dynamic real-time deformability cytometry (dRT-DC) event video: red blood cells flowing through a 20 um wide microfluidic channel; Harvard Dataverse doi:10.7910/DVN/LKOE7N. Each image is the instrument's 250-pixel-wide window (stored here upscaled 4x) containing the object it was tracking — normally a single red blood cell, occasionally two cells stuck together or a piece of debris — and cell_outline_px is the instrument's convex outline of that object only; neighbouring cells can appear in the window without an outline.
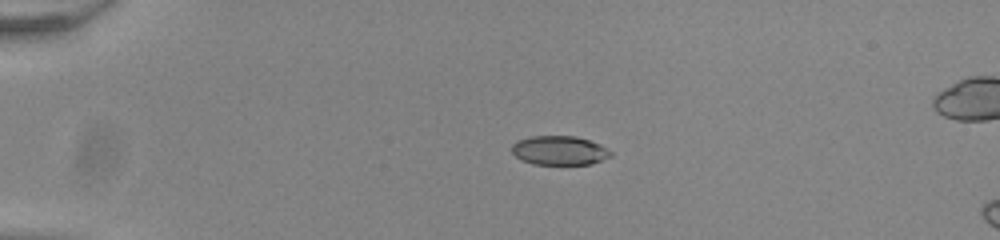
{"species": "common noctule bat (a hibernating species)", "species_latin": "Nyctalus noctula", "temperature_condition": "room temperature", "stored_images_in_passage": 42, "camera_frame_rate_fps": 3000, "um_per_image_px": 0.085, "animal": {"sex": "male", "body_mass_g": 20.0, "forearm_length_mm": 53.3}, "frame": {"image": 1, "passage_image": 1, "time_ms": 0.0, "image_size_px": [1000, 240], "cell_outline_px": [[612, 156], [592, 164], [532, 164], [520, 160], [512, 152], [512, 144], [516, 140], [532, 136], [576, 136], [600, 144], [612, 152]], "centroid_in_image_um": [47.54, 12.79], "position_along_channel_um": 37.5, "area_um2": 16.88}}
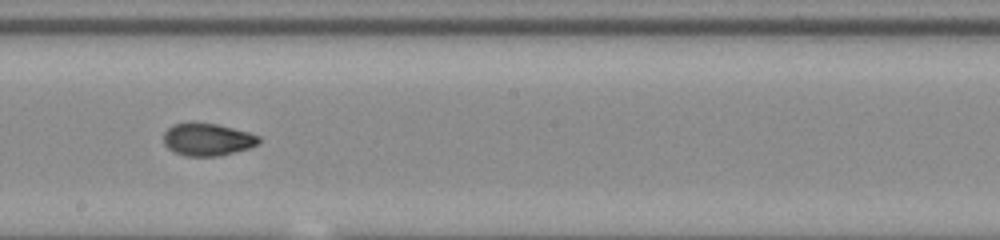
{"frame": {"image": 2, "passage_image": 20, "time_ms": 6.333, "image_size_px": [1000, 240], "cell_outline_px": [[260, 140], [256, 144], [248, 148], [220, 156], [184, 156], [168, 148], [164, 144], [164, 132], [172, 124], [192, 120], [216, 124], [248, 132], [260, 136]], "centroid_in_image_um": [17.58, 11.82], "position_along_channel_um": 230.6, "area_um2": 18.26}}
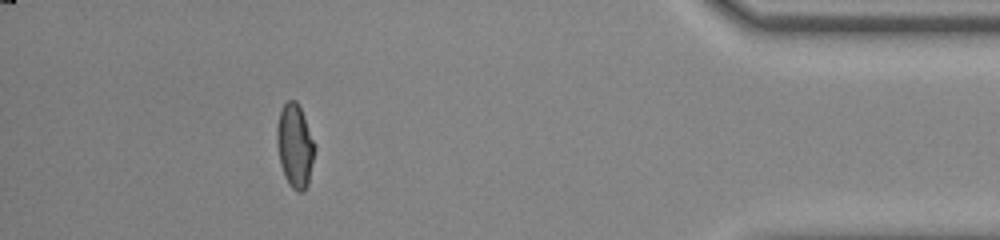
{"frame": {"image": 3, "passage_image": 37, "time_ms": 12.0, "image_size_px": [1000, 240], "cell_outline_px": [[316, 148], [308, 184], [304, 192], [296, 192], [288, 184], [284, 176], [280, 164], [276, 140], [276, 128], [280, 108], [288, 100], [296, 100], [304, 116], [316, 144]], "centroid_in_image_um": [25.07, 12.4], "position_along_channel_um": 410.1, "area_um2": 18.79}, "authors_computed_cell_mechanics": {"area_um2": 18.1203, "velocity_mm_per_s": 3.9283, "shape_relaxation_time_tau1_ms": 5.8396, "shape_relaxation_time_tau2_ms": 1.3536, "deformation_change_tau1": 0.18, "deformation_change_tau2": 0.0512}}